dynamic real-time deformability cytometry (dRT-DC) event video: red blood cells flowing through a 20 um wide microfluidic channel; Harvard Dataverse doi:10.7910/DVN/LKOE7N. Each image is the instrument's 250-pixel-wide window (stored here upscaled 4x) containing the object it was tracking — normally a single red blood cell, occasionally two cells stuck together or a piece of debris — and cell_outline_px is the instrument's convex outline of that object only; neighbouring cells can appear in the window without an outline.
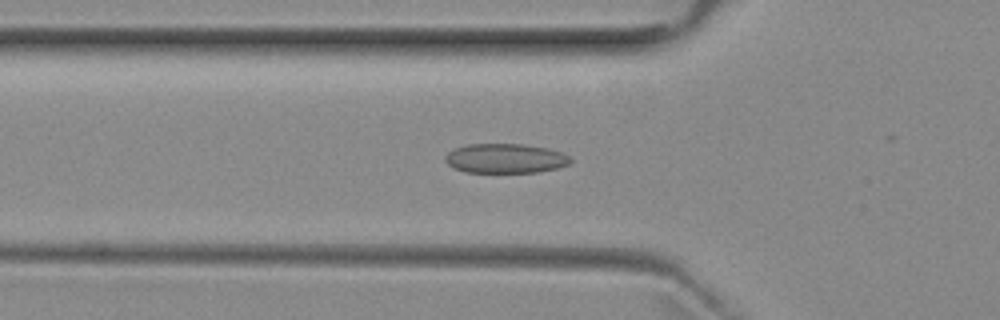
{"species": "common noctule bat (a hibernating species)", "species_latin": "Nyctalus noctula", "temperature_condition": "room temperature", "stored_images_in_passage": 50, "camera_frame_rate_fps": 3000, "um_per_image_px": 0.085, "animal": {"sex": "female", "body_mass_g": 29.2, "forearm_length_mm": 56.3}, "frame": {"image": 1, "passage_image": 17, "time_ms": 5.333, "image_size_px": [1000, 320], "cell_outline_px": [[572, 160], [568, 164], [556, 168], [540, 172], [464, 172], [452, 168], [444, 160], [444, 156], [448, 152], [456, 148], [468, 144], [524, 144], [548, 148], [560, 152], [568, 156]], "centroid_in_image_um": [42.92, 13.46], "position_along_channel_um": 82.9, "area_um2": 21.56}}
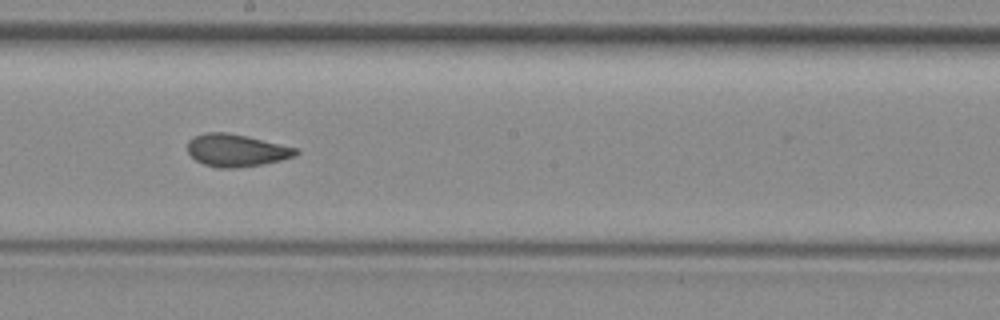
{"frame": {"image": 2, "passage_image": 28, "time_ms": 9.0, "image_size_px": [1000, 320], "cell_outline_px": [[300, 152], [296, 156], [264, 164], [236, 168], [216, 168], [204, 164], [196, 160], [188, 152], [188, 140], [192, 136], [204, 132], [228, 132], [248, 136], [296, 148]], "centroid_in_image_um": [20.07, 12.77], "position_along_channel_um": 228.1, "area_um2": 20.63}}
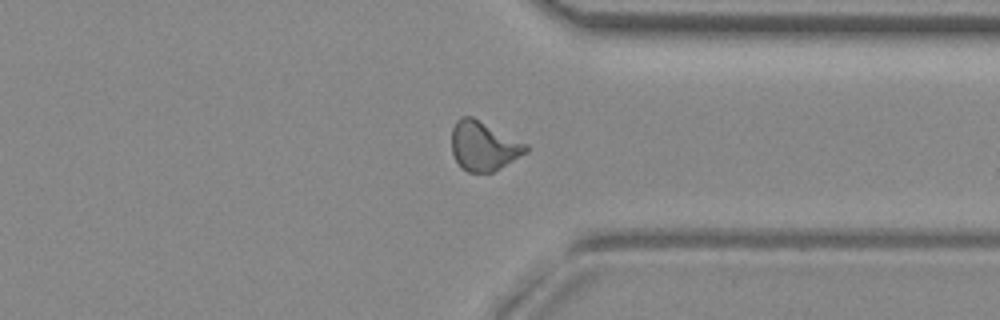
{"frame": {"image": 3, "passage_image": 39, "time_ms": 12.667, "image_size_px": [1000, 320], "cell_outline_px": [[528, 152], [500, 168], [492, 172], [468, 172], [460, 168], [452, 152], [452, 128], [456, 120], [460, 116], [472, 116], [528, 144]], "centroid_in_image_um": [41.1, 12.4], "position_along_channel_um": 370.3, "area_um2": 21.44}, "authors_computed_cell_mechanics": {"area_um2": 21.0392, "velocity_mm_per_s": 3.9505, "shape_relaxation_time_tau1_ms": null, "shape_relaxation_time_tau2_ms": 1.4018, "deformation_change_tau1": null, "deformation_change_tau2": 0.0678}}